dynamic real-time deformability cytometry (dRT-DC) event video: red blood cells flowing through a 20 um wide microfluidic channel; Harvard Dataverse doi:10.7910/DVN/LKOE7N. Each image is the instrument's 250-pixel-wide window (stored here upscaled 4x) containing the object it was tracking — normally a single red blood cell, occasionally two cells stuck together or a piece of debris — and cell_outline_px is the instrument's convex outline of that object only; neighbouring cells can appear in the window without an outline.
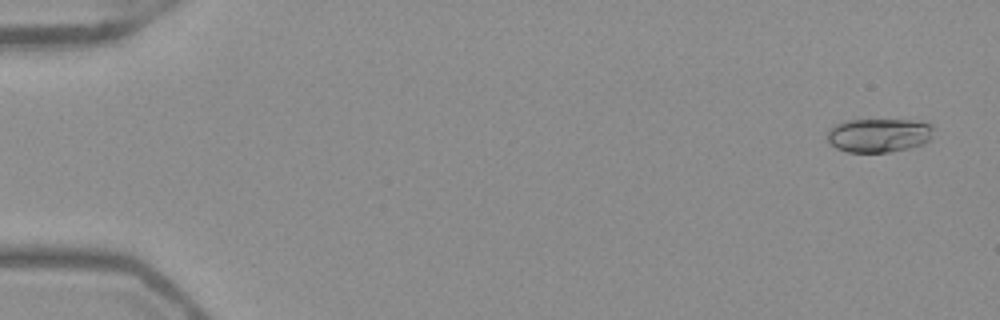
{"species": "Egyptian fruit bat (a non-hibernating species)", "species_latin": "Rousettus aegyptiacus", "temperature_condition": "warm", "stored_images_in_passage": 53, "camera_frame_rate_fps": 3000, "um_per_image_px": 0.085, "frame": {"image": 1, "passage_image": 3, "time_ms": 0.667, "image_size_px": [1000, 320], "cell_outline_px": [[932, 128], [928, 140], [924, 144], [908, 148], [888, 152], [848, 152], [836, 148], [828, 140], [828, 128], [832, 124], [844, 120], [912, 120], [932, 124]], "centroid_in_image_um": [74.64, 11.48], "position_along_channel_um": 10.4, "area_um2": 20.98}}
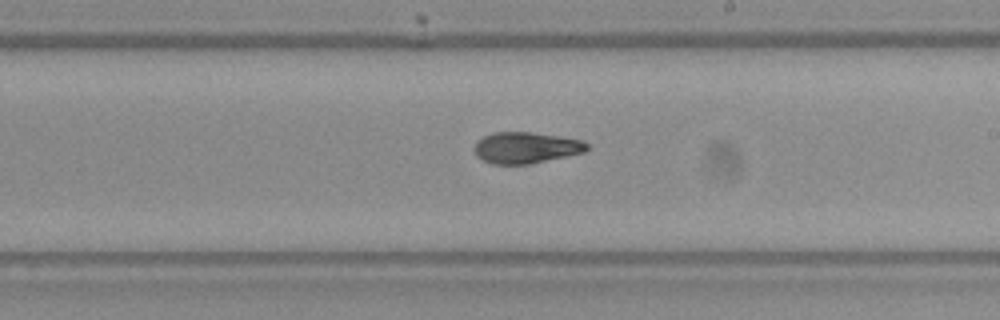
{"frame": {"image": 2, "passage_image": 32, "time_ms": 10.333, "image_size_px": [1000, 320], "cell_outline_px": [[588, 148], [584, 152], [568, 156], [528, 164], [492, 164], [476, 156], [476, 140], [492, 132], [528, 132], [584, 140], [588, 144]], "centroid_in_image_um": [44.71, 12.55], "position_along_channel_um": 244.3, "area_um2": 20.35}}
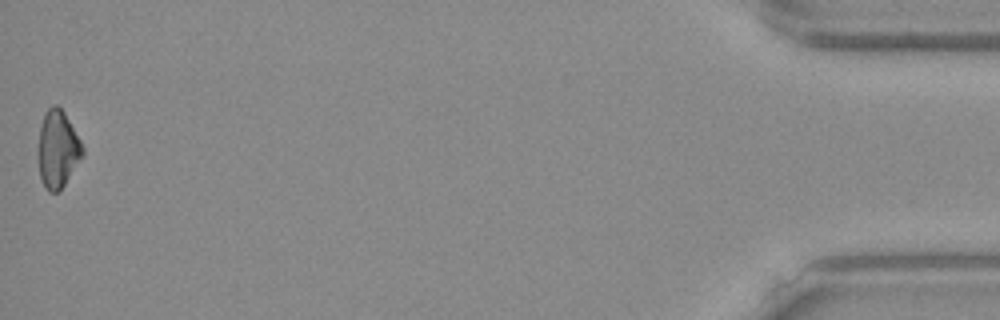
{"frame": {"image": 3, "passage_image": 53, "time_ms": 17.333, "image_size_px": [1000, 320], "cell_outline_px": [[84, 156], [64, 184], [56, 192], [48, 192], [44, 188], [40, 176], [36, 156], [36, 152], [40, 128], [44, 112], [52, 104], [56, 104], [64, 112], [80, 140], [84, 148]], "centroid_in_image_um": [4.87, 12.68], "position_along_channel_um": 430.3, "area_um2": 20.35}, "authors_computed_cell_mechanics": {"area_um2": 20.6924, "velocity_mm_per_s": 3.9589, "shape_relaxation_time_tau1_ms": 9.5241, "shape_relaxation_time_tau2_ms": 3.4734, "deformation_change_tau1": 0.2429, "deformation_change_tau2": 0.077}}